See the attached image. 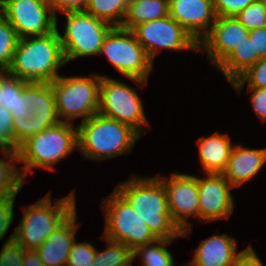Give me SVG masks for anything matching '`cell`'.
<instances>
[{"instance_id":"obj_30","label":"cell","mask_w":266,"mask_h":266,"mask_svg":"<svg viewBox=\"0 0 266 266\" xmlns=\"http://www.w3.org/2000/svg\"><path fill=\"white\" fill-rule=\"evenodd\" d=\"M18 41L17 32L0 13V72L9 68Z\"/></svg>"},{"instance_id":"obj_18","label":"cell","mask_w":266,"mask_h":266,"mask_svg":"<svg viewBox=\"0 0 266 266\" xmlns=\"http://www.w3.org/2000/svg\"><path fill=\"white\" fill-rule=\"evenodd\" d=\"M265 163L266 147L249 149L241 144L234 145L222 175L234 189L256 176Z\"/></svg>"},{"instance_id":"obj_22","label":"cell","mask_w":266,"mask_h":266,"mask_svg":"<svg viewBox=\"0 0 266 266\" xmlns=\"http://www.w3.org/2000/svg\"><path fill=\"white\" fill-rule=\"evenodd\" d=\"M169 15V0H130L121 28L133 30L137 25Z\"/></svg>"},{"instance_id":"obj_20","label":"cell","mask_w":266,"mask_h":266,"mask_svg":"<svg viewBox=\"0 0 266 266\" xmlns=\"http://www.w3.org/2000/svg\"><path fill=\"white\" fill-rule=\"evenodd\" d=\"M199 159L203 166V172L222 174L226 169L228 159L234 147L227 134L215 132L208 137H201L197 141Z\"/></svg>"},{"instance_id":"obj_36","label":"cell","mask_w":266,"mask_h":266,"mask_svg":"<svg viewBox=\"0 0 266 266\" xmlns=\"http://www.w3.org/2000/svg\"><path fill=\"white\" fill-rule=\"evenodd\" d=\"M17 195L0 197V240L9 231L14 220V201Z\"/></svg>"},{"instance_id":"obj_43","label":"cell","mask_w":266,"mask_h":266,"mask_svg":"<svg viewBox=\"0 0 266 266\" xmlns=\"http://www.w3.org/2000/svg\"><path fill=\"white\" fill-rule=\"evenodd\" d=\"M2 93H1V72H0V106H1V103H2Z\"/></svg>"},{"instance_id":"obj_24","label":"cell","mask_w":266,"mask_h":266,"mask_svg":"<svg viewBox=\"0 0 266 266\" xmlns=\"http://www.w3.org/2000/svg\"><path fill=\"white\" fill-rule=\"evenodd\" d=\"M260 57L254 54L252 39L245 38L231 54L217 67L231 83L253 66Z\"/></svg>"},{"instance_id":"obj_11","label":"cell","mask_w":266,"mask_h":266,"mask_svg":"<svg viewBox=\"0 0 266 266\" xmlns=\"http://www.w3.org/2000/svg\"><path fill=\"white\" fill-rule=\"evenodd\" d=\"M0 13L19 38L52 33L58 25L48 0H0Z\"/></svg>"},{"instance_id":"obj_16","label":"cell","mask_w":266,"mask_h":266,"mask_svg":"<svg viewBox=\"0 0 266 266\" xmlns=\"http://www.w3.org/2000/svg\"><path fill=\"white\" fill-rule=\"evenodd\" d=\"M169 16L198 43L209 33L217 18L213 0H169Z\"/></svg>"},{"instance_id":"obj_42","label":"cell","mask_w":266,"mask_h":266,"mask_svg":"<svg viewBox=\"0 0 266 266\" xmlns=\"http://www.w3.org/2000/svg\"><path fill=\"white\" fill-rule=\"evenodd\" d=\"M22 266H45L36 250H26Z\"/></svg>"},{"instance_id":"obj_3","label":"cell","mask_w":266,"mask_h":266,"mask_svg":"<svg viewBox=\"0 0 266 266\" xmlns=\"http://www.w3.org/2000/svg\"><path fill=\"white\" fill-rule=\"evenodd\" d=\"M78 151L84 159L103 161L131 153L141 135L131 126L94 114L77 125Z\"/></svg>"},{"instance_id":"obj_10","label":"cell","mask_w":266,"mask_h":266,"mask_svg":"<svg viewBox=\"0 0 266 266\" xmlns=\"http://www.w3.org/2000/svg\"><path fill=\"white\" fill-rule=\"evenodd\" d=\"M98 113L125 123L141 136L149 122L137 91L121 81L101 75Z\"/></svg>"},{"instance_id":"obj_27","label":"cell","mask_w":266,"mask_h":266,"mask_svg":"<svg viewBox=\"0 0 266 266\" xmlns=\"http://www.w3.org/2000/svg\"><path fill=\"white\" fill-rule=\"evenodd\" d=\"M173 240L158 239L132 251L133 260L140 256L141 266H176L174 257L166 248Z\"/></svg>"},{"instance_id":"obj_25","label":"cell","mask_w":266,"mask_h":266,"mask_svg":"<svg viewBox=\"0 0 266 266\" xmlns=\"http://www.w3.org/2000/svg\"><path fill=\"white\" fill-rule=\"evenodd\" d=\"M5 159L0 158V197L17 195L25 183L20 170L17 169V151L3 150Z\"/></svg>"},{"instance_id":"obj_38","label":"cell","mask_w":266,"mask_h":266,"mask_svg":"<svg viewBox=\"0 0 266 266\" xmlns=\"http://www.w3.org/2000/svg\"><path fill=\"white\" fill-rule=\"evenodd\" d=\"M250 95V101L255 114L262 122H266V88H247Z\"/></svg>"},{"instance_id":"obj_39","label":"cell","mask_w":266,"mask_h":266,"mask_svg":"<svg viewBox=\"0 0 266 266\" xmlns=\"http://www.w3.org/2000/svg\"><path fill=\"white\" fill-rule=\"evenodd\" d=\"M54 14L69 11H85L90 0H48Z\"/></svg>"},{"instance_id":"obj_19","label":"cell","mask_w":266,"mask_h":266,"mask_svg":"<svg viewBox=\"0 0 266 266\" xmlns=\"http://www.w3.org/2000/svg\"><path fill=\"white\" fill-rule=\"evenodd\" d=\"M240 253L235 238L214 234L200 242L188 266H235Z\"/></svg>"},{"instance_id":"obj_13","label":"cell","mask_w":266,"mask_h":266,"mask_svg":"<svg viewBox=\"0 0 266 266\" xmlns=\"http://www.w3.org/2000/svg\"><path fill=\"white\" fill-rule=\"evenodd\" d=\"M172 173L170 178L156 176L164 185L167 193L168 211L173 221L182 230V237L192 231L188 218L193 215L199 219V186L197 176Z\"/></svg>"},{"instance_id":"obj_26","label":"cell","mask_w":266,"mask_h":266,"mask_svg":"<svg viewBox=\"0 0 266 266\" xmlns=\"http://www.w3.org/2000/svg\"><path fill=\"white\" fill-rule=\"evenodd\" d=\"M130 0H90L85 12L97 19L120 27Z\"/></svg>"},{"instance_id":"obj_7","label":"cell","mask_w":266,"mask_h":266,"mask_svg":"<svg viewBox=\"0 0 266 266\" xmlns=\"http://www.w3.org/2000/svg\"><path fill=\"white\" fill-rule=\"evenodd\" d=\"M101 206L105 217L103 238L124 243L132 251L158 240L132 206L115 189L103 199Z\"/></svg>"},{"instance_id":"obj_31","label":"cell","mask_w":266,"mask_h":266,"mask_svg":"<svg viewBox=\"0 0 266 266\" xmlns=\"http://www.w3.org/2000/svg\"><path fill=\"white\" fill-rule=\"evenodd\" d=\"M246 82L247 88H266V57L260 58L238 79L232 81L231 85L240 94Z\"/></svg>"},{"instance_id":"obj_34","label":"cell","mask_w":266,"mask_h":266,"mask_svg":"<svg viewBox=\"0 0 266 266\" xmlns=\"http://www.w3.org/2000/svg\"><path fill=\"white\" fill-rule=\"evenodd\" d=\"M13 143V114L0 106V150L17 151Z\"/></svg>"},{"instance_id":"obj_17","label":"cell","mask_w":266,"mask_h":266,"mask_svg":"<svg viewBox=\"0 0 266 266\" xmlns=\"http://www.w3.org/2000/svg\"><path fill=\"white\" fill-rule=\"evenodd\" d=\"M77 209L36 249L45 266H66L79 228Z\"/></svg>"},{"instance_id":"obj_29","label":"cell","mask_w":266,"mask_h":266,"mask_svg":"<svg viewBox=\"0 0 266 266\" xmlns=\"http://www.w3.org/2000/svg\"><path fill=\"white\" fill-rule=\"evenodd\" d=\"M60 121H40L31 114L26 119H13V143L18 147L27 138L32 137Z\"/></svg>"},{"instance_id":"obj_41","label":"cell","mask_w":266,"mask_h":266,"mask_svg":"<svg viewBox=\"0 0 266 266\" xmlns=\"http://www.w3.org/2000/svg\"><path fill=\"white\" fill-rule=\"evenodd\" d=\"M235 266H264L255 250L250 246L241 250L238 255Z\"/></svg>"},{"instance_id":"obj_35","label":"cell","mask_w":266,"mask_h":266,"mask_svg":"<svg viewBox=\"0 0 266 266\" xmlns=\"http://www.w3.org/2000/svg\"><path fill=\"white\" fill-rule=\"evenodd\" d=\"M96 254V248L91 243L74 241L66 266H90Z\"/></svg>"},{"instance_id":"obj_28","label":"cell","mask_w":266,"mask_h":266,"mask_svg":"<svg viewBox=\"0 0 266 266\" xmlns=\"http://www.w3.org/2000/svg\"><path fill=\"white\" fill-rule=\"evenodd\" d=\"M107 248L96 254L90 266H133L132 250L124 243L103 238Z\"/></svg>"},{"instance_id":"obj_4","label":"cell","mask_w":266,"mask_h":266,"mask_svg":"<svg viewBox=\"0 0 266 266\" xmlns=\"http://www.w3.org/2000/svg\"><path fill=\"white\" fill-rule=\"evenodd\" d=\"M78 150V129L72 123L59 122L27 138L17 148L18 163L25 181L33 168L53 169L57 162ZM23 171V172H22Z\"/></svg>"},{"instance_id":"obj_1","label":"cell","mask_w":266,"mask_h":266,"mask_svg":"<svg viewBox=\"0 0 266 266\" xmlns=\"http://www.w3.org/2000/svg\"><path fill=\"white\" fill-rule=\"evenodd\" d=\"M114 189L132 206L158 239L174 240L182 236V230L168 211L165 187L156 175H133Z\"/></svg>"},{"instance_id":"obj_5","label":"cell","mask_w":266,"mask_h":266,"mask_svg":"<svg viewBox=\"0 0 266 266\" xmlns=\"http://www.w3.org/2000/svg\"><path fill=\"white\" fill-rule=\"evenodd\" d=\"M70 192L66 197L56 199L52 204L51 194L38 199L32 205L23 208V216L15 228V240L25 250H36L75 210V194Z\"/></svg>"},{"instance_id":"obj_6","label":"cell","mask_w":266,"mask_h":266,"mask_svg":"<svg viewBox=\"0 0 266 266\" xmlns=\"http://www.w3.org/2000/svg\"><path fill=\"white\" fill-rule=\"evenodd\" d=\"M100 82L101 75L96 73H91L89 77L59 75L51 82L60 121L73 124L78 117H82L83 122L97 114Z\"/></svg>"},{"instance_id":"obj_2","label":"cell","mask_w":266,"mask_h":266,"mask_svg":"<svg viewBox=\"0 0 266 266\" xmlns=\"http://www.w3.org/2000/svg\"><path fill=\"white\" fill-rule=\"evenodd\" d=\"M66 64L58 27L52 33L19 38L6 72L27 82L51 83Z\"/></svg>"},{"instance_id":"obj_33","label":"cell","mask_w":266,"mask_h":266,"mask_svg":"<svg viewBox=\"0 0 266 266\" xmlns=\"http://www.w3.org/2000/svg\"><path fill=\"white\" fill-rule=\"evenodd\" d=\"M16 230L3 244L0 251V266H22L25 248L15 240Z\"/></svg>"},{"instance_id":"obj_12","label":"cell","mask_w":266,"mask_h":266,"mask_svg":"<svg viewBox=\"0 0 266 266\" xmlns=\"http://www.w3.org/2000/svg\"><path fill=\"white\" fill-rule=\"evenodd\" d=\"M132 31L153 62L162 49L199 50V43L169 15L139 24Z\"/></svg>"},{"instance_id":"obj_40","label":"cell","mask_w":266,"mask_h":266,"mask_svg":"<svg viewBox=\"0 0 266 266\" xmlns=\"http://www.w3.org/2000/svg\"><path fill=\"white\" fill-rule=\"evenodd\" d=\"M249 37L253 41L254 54H258L260 58H265L266 57V27L250 30Z\"/></svg>"},{"instance_id":"obj_14","label":"cell","mask_w":266,"mask_h":266,"mask_svg":"<svg viewBox=\"0 0 266 266\" xmlns=\"http://www.w3.org/2000/svg\"><path fill=\"white\" fill-rule=\"evenodd\" d=\"M197 177L199 186V221L205 223L229 218L234 211L231 184L222 174L206 173Z\"/></svg>"},{"instance_id":"obj_23","label":"cell","mask_w":266,"mask_h":266,"mask_svg":"<svg viewBox=\"0 0 266 266\" xmlns=\"http://www.w3.org/2000/svg\"><path fill=\"white\" fill-rule=\"evenodd\" d=\"M26 83L6 71L1 72V105L13 114V119H26L31 114L25 107Z\"/></svg>"},{"instance_id":"obj_37","label":"cell","mask_w":266,"mask_h":266,"mask_svg":"<svg viewBox=\"0 0 266 266\" xmlns=\"http://www.w3.org/2000/svg\"><path fill=\"white\" fill-rule=\"evenodd\" d=\"M255 0H213L218 17H234Z\"/></svg>"},{"instance_id":"obj_21","label":"cell","mask_w":266,"mask_h":266,"mask_svg":"<svg viewBox=\"0 0 266 266\" xmlns=\"http://www.w3.org/2000/svg\"><path fill=\"white\" fill-rule=\"evenodd\" d=\"M25 102L40 121H60L51 83L27 82Z\"/></svg>"},{"instance_id":"obj_9","label":"cell","mask_w":266,"mask_h":266,"mask_svg":"<svg viewBox=\"0 0 266 266\" xmlns=\"http://www.w3.org/2000/svg\"><path fill=\"white\" fill-rule=\"evenodd\" d=\"M62 14L66 15V25L64 34L59 33V37L66 63L99 54L103 41L113 26L85 11Z\"/></svg>"},{"instance_id":"obj_44","label":"cell","mask_w":266,"mask_h":266,"mask_svg":"<svg viewBox=\"0 0 266 266\" xmlns=\"http://www.w3.org/2000/svg\"><path fill=\"white\" fill-rule=\"evenodd\" d=\"M261 1L264 3L266 9V0H261Z\"/></svg>"},{"instance_id":"obj_15","label":"cell","mask_w":266,"mask_h":266,"mask_svg":"<svg viewBox=\"0 0 266 266\" xmlns=\"http://www.w3.org/2000/svg\"><path fill=\"white\" fill-rule=\"evenodd\" d=\"M245 38L249 30L235 17H218L209 33L199 42V50L207 53L209 62L216 68Z\"/></svg>"},{"instance_id":"obj_32","label":"cell","mask_w":266,"mask_h":266,"mask_svg":"<svg viewBox=\"0 0 266 266\" xmlns=\"http://www.w3.org/2000/svg\"><path fill=\"white\" fill-rule=\"evenodd\" d=\"M234 17L249 31L266 27V9L261 0H255Z\"/></svg>"},{"instance_id":"obj_8","label":"cell","mask_w":266,"mask_h":266,"mask_svg":"<svg viewBox=\"0 0 266 266\" xmlns=\"http://www.w3.org/2000/svg\"><path fill=\"white\" fill-rule=\"evenodd\" d=\"M105 55L115 69L139 87L147 84L153 61L132 30L113 27L105 37L99 55Z\"/></svg>"}]
</instances>
